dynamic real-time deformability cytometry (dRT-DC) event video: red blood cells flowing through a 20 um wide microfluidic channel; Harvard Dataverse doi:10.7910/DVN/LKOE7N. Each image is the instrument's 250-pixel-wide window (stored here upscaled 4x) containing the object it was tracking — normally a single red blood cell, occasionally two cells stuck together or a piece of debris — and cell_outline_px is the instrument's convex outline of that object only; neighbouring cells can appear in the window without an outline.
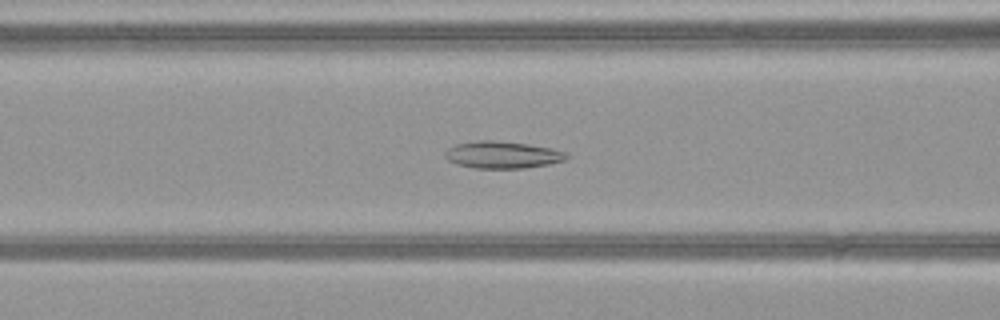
{"species": "common noctule bat (a hibernating species)", "species_latin": "Nyctalus noctula", "temperature_condition": "warm", "stored_images_in_passage": 50, "camera_frame_rate_fps": 3000, "um_per_image_px": 0.085, "animal": {"sex": "female", "body_mass_g": 21.9}, "frame": {"image": 1, "passage_image": 21, "time_ms": 6.667, "image_size_px": [1000, 320], "cell_outline_px": [[568, 156], [564, 160], [548, 164], [524, 168], [472, 168], [456, 164], [448, 160], [444, 156], [444, 152], [448, 148], [456, 144], [480, 140], [496, 140], [528, 144], [552, 148], [568, 152]], "centroid_in_image_um": [42.69, 13.15], "position_along_channel_um": 123.9, "area_um2": 19.25}}
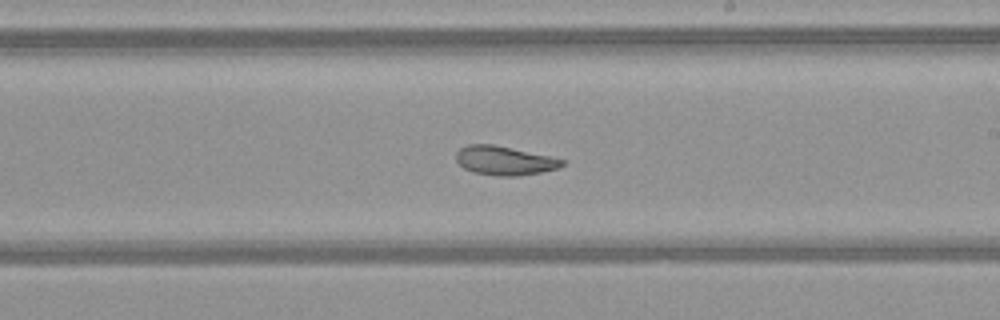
{"frame": {"image": 2, "passage_image": 30, "time_ms": 9.667, "image_size_px": [1000, 320], "cell_outline_px": [[564, 164], [556, 168], [540, 172], [520, 176], [496, 176], [472, 172], [464, 168], [456, 160], [456, 152], [460, 148], [468, 144], [492, 144], [552, 156], [564, 160]], "centroid_in_image_um": [42.86, 13.65], "position_along_channel_um": 246.1, "area_um2": 17.92}}
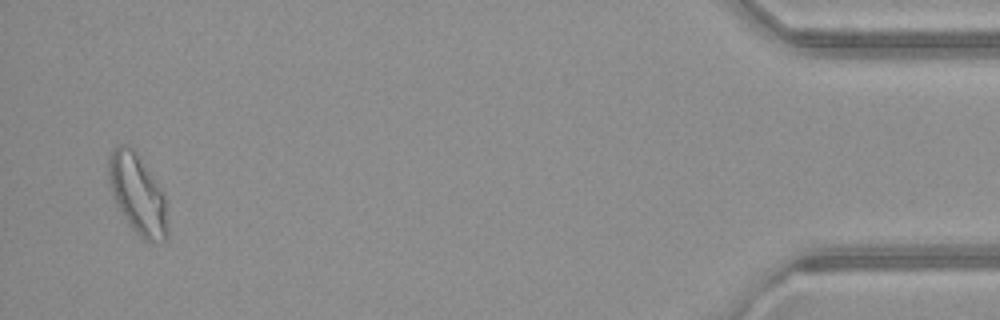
{"frame": {"image": 3, "passage_image": 49, "time_ms": 16.0, "image_size_px": [1000, 320], "cell_outline_px": [[168, 236], [164, 240], [144, 240], [124, 220], [112, 196], [108, 180], [108, 156], [116, 144], [124, 144], [136, 148], [164, 192], [168, 228]], "centroid_in_image_um": [11.67, 16.43], "position_along_channel_um": 423.5, "area_um2": 28.15}, "authors_computed_cell_mechanics": {"area_um2": 22.3686, "velocity_mm_per_s": 4.0747, "shape_relaxation_time_tau1_ms": null, "shape_relaxation_time_tau2_ms": 4.2926, "deformation_change_tau1": null, "deformation_change_tau2": 0.105}}